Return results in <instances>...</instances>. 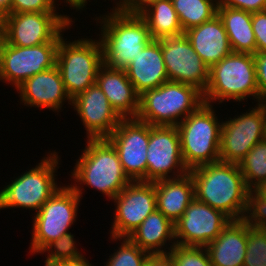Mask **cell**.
<instances>
[{
  "label": "cell",
  "mask_w": 266,
  "mask_h": 266,
  "mask_svg": "<svg viewBox=\"0 0 266 266\" xmlns=\"http://www.w3.org/2000/svg\"><path fill=\"white\" fill-rule=\"evenodd\" d=\"M189 173L198 201L222 211L231 220L250 218L252 191L238 164L217 161L194 168Z\"/></svg>",
  "instance_id": "1"
},
{
  "label": "cell",
  "mask_w": 266,
  "mask_h": 266,
  "mask_svg": "<svg viewBox=\"0 0 266 266\" xmlns=\"http://www.w3.org/2000/svg\"><path fill=\"white\" fill-rule=\"evenodd\" d=\"M85 145L71 171L75 183L70 185L80 198L83 197L82 185H86L112 200L131 182L123 170L117 151L106 138L87 139Z\"/></svg>",
  "instance_id": "2"
},
{
  "label": "cell",
  "mask_w": 266,
  "mask_h": 266,
  "mask_svg": "<svg viewBox=\"0 0 266 266\" xmlns=\"http://www.w3.org/2000/svg\"><path fill=\"white\" fill-rule=\"evenodd\" d=\"M103 16H96L95 20L101 27L99 40L104 64L124 69L153 40L147 23L139 14H123L114 10Z\"/></svg>",
  "instance_id": "3"
},
{
  "label": "cell",
  "mask_w": 266,
  "mask_h": 266,
  "mask_svg": "<svg viewBox=\"0 0 266 266\" xmlns=\"http://www.w3.org/2000/svg\"><path fill=\"white\" fill-rule=\"evenodd\" d=\"M247 97L259 103L254 56L231 52L209 69V82L203 93L204 102L215 104L218 101L221 104L232 99L241 103Z\"/></svg>",
  "instance_id": "4"
},
{
  "label": "cell",
  "mask_w": 266,
  "mask_h": 266,
  "mask_svg": "<svg viewBox=\"0 0 266 266\" xmlns=\"http://www.w3.org/2000/svg\"><path fill=\"white\" fill-rule=\"evenodd\" d=\"M203 103V93L196 87L167 81L140 95L136 119L150 125L177 126Z\"/></svg>",
  "instance_id": "5"
},
{
  "label": "cell",
  "mask_w": 266,
  "mask_h": 266,
  "mask_svg": "<svg viewBox=\"0 0 266 266\" xmlns=\"http://www.w3.org/2000/svg\"><path fill=\"white\" fill-rule=\"evenodd\" d=\"M213 104L203 103L176 127L180 136L183 161L190 171L220 161L222 123Z\"/></svg>",
  "instance_id": "6"
},
{
  "label": "cell",
  "mask_w": 266,
  "mask_h": 266,
  "mask_svg": "<svg viewBox=\"0 0 266 266\" xmlns=\"http://www.w3.org/2000/svg\"><path fill=\"white\" fill-rule=\"evenodd\" d=\"M57 154V155H56ZM58 153L54 150L29 171L11 180L0 190V209L23 208L35 210L37 213L42 205L61 187L55 181L60 164ZM56 171V172H55Z\"/></svg>",
  "instance_id": "7"
},
{
  "label": "cell",
  "mask_w": 266,
  "mask_h": 266,
  "mask_svg": "<svg viewBox=\"0 0 266 266\" xmlns=\"http://www.w3.org/2000/svg\"><path fill=\"white\" fill-rule=\"evenodd\" d=\"M104 64L100 40L91 38L66 41L62 37L57 50L56 66L65 89L73 99L96 84L97 74Z\"/></svg>",
  "instance_id": "8"
},
{
  "label": "cell",
  "mask_w": 266,
  "mask_h": 266,
  "mask_svg": "<svg viewBox=\"0 0 266 266\" xmlns=\"http://www.w3.org/2000/svg\"><path fill=\"white\" fill-rule=\"evenodd\" d=\"M80 200L71 185L61 186L40 210L33 214L29 253L40 254L48 244L69 233V229L76 222Z\"/></svg>",
  "instance_id": "9"
},
{
  "label": "cell",
  "mask_w": 266,
  "mask_h": 266,
  "mask_svg": "<svg viewBox=\"0 0 266 266\" xmlns=\"http://www.w3.org/2000/svg\"><path fill=\"white\" fill-rule=\"evenodd\" d=\"M72 22L69 15L59 12L11 13L2 20L6 42L19 47L59 42L64 31L73 25Z\"/></svg>",
  "instance_id": "10"
},
{
  "label": "cell",
  "mask_w": 266,
  "mask_h": 266,
  "mask_svg": "<svg viewBox=\"0 0 266 266\" xmlns=\"http://www.w3.org/2000/svg\"><path fill=\"white\" fill-rule=\"evenodd\" d=\"M248 111L222 123L220 161L239 164L259 141L266 138L265 106L260 102Z\"/></svg>",
  "instance_id": "11"
},
{
  "label": "cell",
  "mask_w": 266,
  "mask_h": 266,
  "mask_svg": "<svg viewBox=\"0 0 266 266\" xmlns=\"http://www.w3.org/2000/svg\"><path fill=\"white\" fill-rule=\"evenodd\" d=\"M146 161L149 182L178 178L189 172L182 158L180 136L176 126L149 124Z\"/></svg>",
  "instance_id": "12"
},
{
  "label": "cell",
  "mask_w": 266,
  "mask_h": 266,
  "mask_svg": "<svg viewBox=\"0 0 266 266\" xmlns=\"http://www.w3.org/2000/svg\"><path fill=\"white\" fill-rule=\"evenodd\" d=\"M59 42L33 47H19L5 43L0 63V81L15 89L35 74L56 66Z\"/></svg>",
  "instance_id": "13"
},
{
  "label": "cell",
  "mask_w": 266,
  "mask_h": 266,
  "mask_svg": "<svg viewBox=\"0 0 266 266\" xmlns=\"http://www.w3.org/2000/svg\"><path fill=\"white\" fill-rule=\"evenodd\" d=\"M112 201L115 216L110 234L116 238L128 237L156 210L155 184L131 181Z\"/></svg>",
  "instance_id": "14"
},
{
  "label": "cell",
  "mask_w": 266,
  "mask_h": 266,
  "mask_svg": "<svg viewBox=\"0 0 266 266\" xmlns=\"http://www.w3.org/2000/svg\"><path fill=\"white\" fill-rule=\"evenodd\" d=\"M106 139L115 147L128 178L147 181L149 124L136 118L122 119Z\"/></svg>",
  "instance_id": "15"
},
{
  "label": "cell",
  "mask_w": 266,
  "mask_h": 266,
  "mask_svg": "<svg viewBox=\"0 0 266 266\" xmlns=\"http://www.w3.org/2000/svg\"><path fill=\"white\" fill-rule=\"evenodd\" d=\"M159 40L168 80L192 85L204 93L209 82V68L185 34Z\"/></svg>",
  "instance_id": "16"
},
{
  "label": "cell",
  "mask_w": 266,
  "mask_h": 266,
  "mask_svg": "<svg viewBox=\"0 0 266 266\" xmlns=\"http://www.w3.org/2000/svg\"><path fill=\"white\" fill-rule=\"evenodd\" d=\"M230 221L222 211L195 198L187 206L182 217L174 223L176 244L206 247Z\"/></svg>",
  "instance_id": "17"
},
{
  "label": "cell",
  "mask_w": 266,
  "mask_h": 266,
  "mask_svg": "<svg viewBox=\"0 0 266 266\" xmlns=\"http://www.w3.org/2000/svg\"><path fill=\"white\" fill-rule=\"evenodd\" d=\"M71 106L81 118L88 139L108 138L122 120L97 84L76 95Z\"/></svg>",
  "instance_id": "18"
},
{
  "label": "cell",
  "mask_w": 266,
  "mask_h": 266,
  "mask_svg": "<svg viewBox=\"0 0 266 266\" xmlns=\"http://www.w3.org/2000/svg\"><path fill=\"white\" fill-rule=\"evenodd\" d=\"M16 89L24 106L40 107L59 113L64 102L72 104L57 66L35 74Z\"/></svg>",
  "instance_id": "19"
},
{
  "label": "cell",
  "mask_w": 266,
  "mask_h": 266,
  "mask_svg": "<svg viewBox=\"0 0 266 266\" xmlns=\"http://www.w3.org/2000/svg\"><path fill=\"white\" fill-rule=\"evenodd\" d=\"M96 84L122 119L137 117L140 95L128 79L125 69L103 64L98 71Z\"/></svg>",
  "instance_id": "20"
},
{
  "label": "cell",
  "mask_w": 266,
  "mask_h": 266,
  "mask_svg": "<svg viewBox=\"0 0 266 266\" xmlns=\"http://www.w3.org/2000/svg\"><path fill=\"white\" fill-rule=\"evenodd\" d=\"M124 69L139 95L169 81L160 40H151Z\"/></svg>",
  "instance_id": "21"
},
{
  "label": "cell",
  "mask_w": 266,
  "mask_h": 266,
  "mask_svg": "<svg viewBox=\"0 0 266 266\" xmlns=\"http://www.w3.org/2000/svg\"><path fill=\"white\" fill-rule=\"evenodd\" d=\"M194 51L210 69L232 52L222 20L218 16L184 32Z\"/></svg>",
  "instance_id": "22"
},
{
  "label": "cell",
  "mask_w": 266,
  "mask_h": 266,
  "mask_svg": "<svg viewBox=\"0 0 266 266\" xmlns=\"http://www.w3.org/2000/svg\"><path fill=\"white\" fill-rule=\"evenodd\" d=\"M247 248V219L231 220L206 246L212 266H244Z\"/></svg>",
  "instance_id": "23"
},
{
  "label": "cell",
  "mask_w": 266,
  "mask_h": 266,
  "mask_svg": "<svg viewBox=\"0 0 266 266\" xmlns=\"http://www.w3.org/2000/svg\"><path fill=\"white\" fill-rule=\"evenodd\" d=\"M156 210L162 212L173 223L184 214L195 199L194 181L188 172L182 177L154 181Z\"/></svg>",
  "instance_id": "24"
},
{
  "label": "cell",
  "mask_w": 266,
  "mask_h": 266,
  "mask_svg": "<svg viewBox=\"0 0 266 266\" xmlns=\"http://www.w3.org/2000/svg\"><path fill=\"white\" fill-rule=\"evenodd\" d=\"M128 238L150 255L167 254L176 245L174 223L158 210L147 216Z\"/></svg>",
  "instance_id": "25"
},
{
  "label": "cell",
  "mask_w": 266,
  "mask_h": 266,
  "mask_svg": "<svg viewBox=\"0 0 266 266\" xmlns=\"http://www.w3.org/2000/svg\"><path fill=\"white\" fill-rule=\"evenodd\" d=\"M217 14L226 30L232 52L255 54L256 39L252 28V13L218 6Z\"/></svg>",
  "instance_id": "26"
},
{
  "label": "cell",
  "mask_w": 266,
  "mask_h": 266,
  "mask_svg": "<svg viewBox=\"0 0 266 266\" xmlns=\"http://www.w3.org/2000/svg\"><path fill=\"white\" fill-rule=\"evenodd\" d=\"M139 15L146 21L152 39L184 34L172 0H157Z\"/></svg>",
  "instance_id": "27"
},
{
  "label": "cell",
  "mask_w": 266,
  "mask_h": 266,
  "mask_svg": "<svg viewBox=\"0 0 266 266\" xmlns=\"http://www.w3.org/2000/svg\"><path fill=\"white\" fill-rule=\"evenodd\" d=\"M172 3L184 32L217 15L218 0H172Z\"/></svg>",
  "instance_id": "28"
},
{
  "label": "cell",
  "mask_w": 266,
  "mask_h": 266,
  "mask_svg": "<svg viewBox=\"0 0 266 266\" xmlns=\"http://www.w3.org/2000/svg\"><path fill=\"white\" fill-rule=\"evenodd\" d=\"M238 165L252 192L266 182V138L259 141Z\"/></svg>",
  "instance_id": "29"
},
{
  "label": "cell",
  "mask_w": 266,
  "mask_h": 266,
  "mask_svg": "<svg viewBox=\"0 0 266 266\" xmlns=\"http://www.w3.org/2000/svg\"><path fill=\"white\" fill-rule=\"evenodd\" d=\"M244 266H266V228L247 218V248Z\"/></svg>",
  "instance_id": "30"
},
{
  "label": "cell",
  "mask_w": 266,
  "mask_h": 266,
  "mask_svg": "<svg viewBox=\"0 0 266 266\" xmlns=\"http://www.w3.org/2000/svg\"><path fill=\"white\" fill-rule=\"evenodd\" d=\"M111 240H120L121 244L113 254H111L104 266H144L150 254L142 250L128 237L116 238L110 236Z\"/></svg>",
  "instance_id": "31"
},
{
  "label": "cell",
  "mask_w": 266,
  "mask_h": 266,
  "mask_svg": "<svg viewBox=\"0 0 266 266\" xmlns=\"http://www.w3.org/2000/svg\"><path fill=\"white\" fill-rule=\"evenodd\" d=\"M76 247L74 235H72L71 232L62 235L59 239L54 240L41 251V254L47 252V257L44 263L52 264L82 258L84 255L78 251V248Z\"/></svg>",
  "instance_id": "32"
},
{
  "label": "cell",
  "mask_w": 266,
  "mask_h": 266,
  "mask_svg": "<svg viewBox=\"0 0 266 266\" xmlns=\"http://www.w3.org/2000/svg\"><path fill=\"white\" fill-rule=\"evenodd\" d=\"M167 254L175 266H212L206 247L176 244Z\"/></svg>",
  "instance_id": "33"
},
{
  "label": "cell",
  "mask_w": 266,
  "mask_h": 266,
  "mask_svg": "<svg viewBox=\"0 0 266 266\" xmlns=\"http://www.w3.org/2000/svg\"><path fill=\"white\" fill-rule=\"evenodd\" d=\"M56 2L57 0H12L11 13L57 12Z\"/></svg>",
  "instance_id": "34"
},
{
  "label": "cell",
  "mask_w": 266,
  "mask_h": 266,
  "mask_svg": "<svg viewBox=\"0 0 266 266\" xmlns=\"http://www.w3.org/2000/svg\"><path fill=\"white\" fill-rule=\"evenodd\" d=\"M252 28L256 39V52H266V10L252 13Z\"/></svg>",
  "instance_id": "35"
},
{
  "label": "cell",
  "mask_w": 266,
  "mask_h": 266,
  "mask_svg": "<svg viewBox=\"0 0 266 266\" xmlns=\"http://www.w3.org/2000/svg\"><path fill=\"white\" fill-rule=\"evenodd\" d=\"M250 217L253 220H266V182L252 192V212Z\"/></svg>",
  "instance_id": "36"
},
{
  "label": "cell",
  "mask_w": 266,
  "mask_h": 266,
  "mask_svg": "<svg viewBox=\"0 0 266 266\" xmlns=\"http://www.w3.org/2000/svg\"><path fill=\"white\" fill-rule=\"evenodd\" d=\"M253 56L260 103L266 100V52H256L255 54H253Z\"/></svg>",
  "instance_id": "37"
},
{
  "label": "cell",
  "mask_w": 266,
  "mask_h": 266,
  "mask_svg": "<svg viewBox=\"0 0 266 266\" xmlns=\"http://www.w3.org/2000/svg\"><path fill=\"white\" fill-rule=\"evenodd\" d=\"M218 6L236 8L255 13L266 10V0H218Z\"/></svg>",
  "instance_id": "38"
},
{
  "label": "cell",
  "mask_w": 266,
  "mask_h": 266,
  "mask_svg": "<svg viewBox=\"0 0 266 266\" xmlns=\"http://www.w3.org/2000/svg\"><path fill=\"white\" fill-rule=\"evenodd\" d=\"M116 1V2H115ZM157 0H114L116 4L111 10L123 13V14H140L149 5Z\"/></svg>",
  "instance_id": "39"
},
{
  "label": "cell",
  "mask_w": 266,
  "mask_h": 266,
  "mask_svg": "<svg viewBox=\"0 0 266 266\" xmlns=\"http://www.w3.org/2000/svg\"><path fill=\"white\" fill-rule=\"evenodd\" d=\"M144 266H175L168 254L150 255Z\"/></svg>",
  "instance_id": "40"
},
{
  "label": "cell",
  "mask_w": 266,
  "mask_h": 266,
  "mask_svg": "<svg viewBox=\"0 0 266 266\" xmlns=\"http://www.w3.org/2000/svg\"><path fill=\"white\" fill-rule=\"evenodd\" d=\"M44 266H94L92 265L88 259L83 256L80 259L77 260H69V261H62L52 264H44Z\"/></svg>",
  "instance_id": "41"
},
{
  "label": "cell",
  "mask_w": 266,
  "mask_h": 266,
  "mask_svg": "<svg viewBox=\"0 0 266 266\" xmlns=\"http://www.w3.org/2000/svg\"><path fill=\"white\" fill-rule=\"evenodd\" d=\"M12 0H0V20L11 14Z\"/></svg>",
  "instance_id": "42"
},
{
  "label": "cell",
  "mask_w": 266,
  "mask_h": 266,
  "mask_svg": "<svg viewBox=\"0 0 266 266\" xmlns=\"http://www.w3.org/2000/svg\"><path fill=\"white\" fill-rule=\"evenodd\" d=\"M67 4H69L71 10L76 9L77 11L80 10L81 12V10H83L86 6L87 0H70Z\"/></svg>",
  "instance_id": "43"
},
{
  "label": "cell",
  "mask_w": 266,
  "mask_h": 266,
  "mask_svg": "<svg viewBox=\"0 0 266 266\" xmlns=\"http://www.w3.org/2000/svg\"><path fill=\"white\" fill-rule=\"evenodd\" d=\"M5 43H6V33H5L2 20H0V63H1L2 51H3V47Z\"/></svg>",
  "instance_id": "44"
},
{
  "label": "cell",
  "mask_w": 266,
  "mask_h": 266,
  "mask_svg": "<svg viewBox=\"0 0 266 266\" xmlns=\"http://www.w3.org/2000/svg\"><path fill=\"white\" fill-rule=\"evenodd\" d=\"M253 221L256 222V223L264 225L265 228H266V220H253Z\"/></svg>",
  "instance_id": "45"
},
{
  "label": "cell",
  "mask_w": 266,
  "mask_h": 266,
  "mask_svg": "<svg viewBox=\"0 0 266 266\" xmlns=\"http://www.w3.org/2000/svg\"><path fill=\"white\" fill-rule=\"evenodd\" d=\"M263 105L265 106V110H266V100L262 101Z\"/></svg>",
  "instance_id": "46"
}]
</instances>
